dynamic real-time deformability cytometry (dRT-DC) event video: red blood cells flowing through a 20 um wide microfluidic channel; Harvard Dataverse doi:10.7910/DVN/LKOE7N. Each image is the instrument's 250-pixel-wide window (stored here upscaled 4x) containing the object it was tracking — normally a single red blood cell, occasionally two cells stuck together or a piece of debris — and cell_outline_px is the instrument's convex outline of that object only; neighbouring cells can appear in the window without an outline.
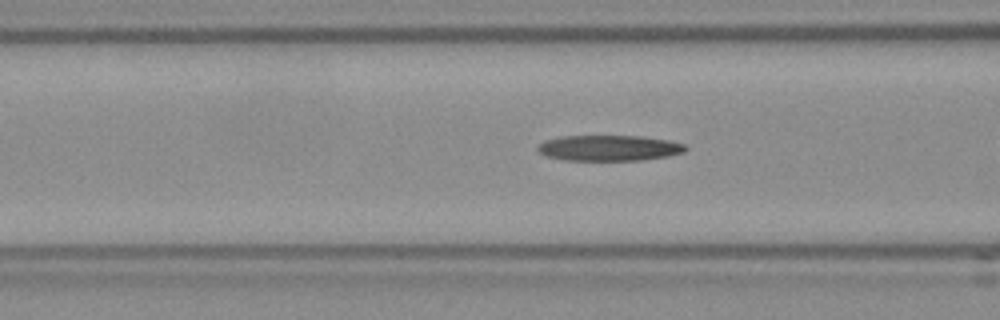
{"species": "Egyptian fruit bat (a non-hibernating species)", "species_latin": "Rousettus aegyptiacus", "temperature_condition": "room temperature", "stored_images_in_passage": 26, "camera_frame_rate_fps": 3000, "um_per_image_px": 0.085, "frame": {"image": 1, "passage_image": 5, "time_ms": 1.333, "image_size_px": [1000, 320], "cell_outline_px": [[688, 148], [684, 152], [668, 156], [640, 160], [568, 160], [548, 156], [540, 152], [536, 148], [536, 144], [544, 140], [560, 136], [640, 136], [668, 140], [684, 144]], "centroid_in_image_um": [51.75, 12.57], "position_along_channel_um": 114.8, "area_um2": 22.08}}